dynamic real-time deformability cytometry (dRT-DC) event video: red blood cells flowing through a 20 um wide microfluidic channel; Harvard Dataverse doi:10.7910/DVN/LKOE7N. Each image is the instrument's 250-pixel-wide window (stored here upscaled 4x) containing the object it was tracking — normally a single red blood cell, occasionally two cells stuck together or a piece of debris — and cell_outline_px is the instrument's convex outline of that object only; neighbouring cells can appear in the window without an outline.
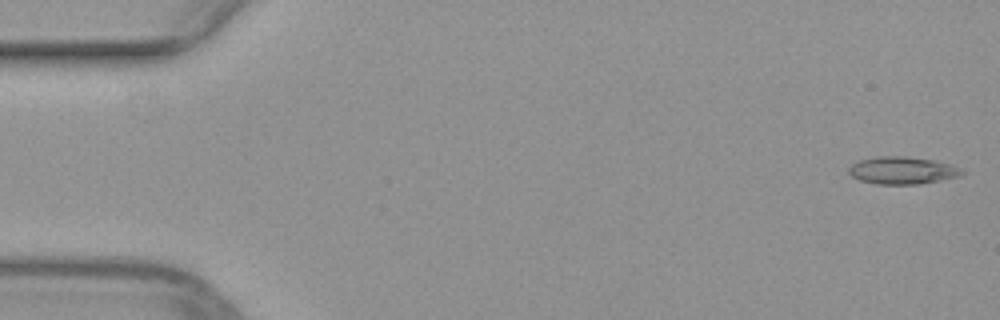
{"species": "common noctule bat (a hibernating species)", "species_latin": "Nyctalus noctula", "temperature_condition": "warm", "stored_images_in_passage": 50, "camera_frame_rate_fps": 3000, "um_per_image_px": 0.085, "animal": {"sex": "female", "body_mass_g": 29.2, "forearm_length_mm": 56.3}, "frame": {"image": 1, "passage_image": 1, "time_ms": 0.0, "image_size_px": [1000, 320], "cell_outline_px": [[964, 176], [920, 184], [876, 184], [860, 180], [852, 176], [848, 172], [848, 168], [852, 164], [860, 160], [880, 156], [904, 156], [932, 160], [952, 164], [960, 168], [964, 172]], "centroid_in_image_um": [76.74, 14.49], "position_along_channel_um": 8.3, "area_um2": 18.15}}
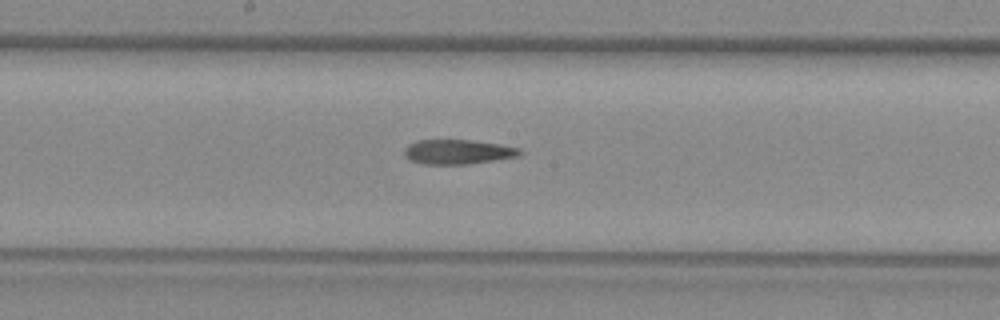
{"frame": {"image": 2, "passage_image": 26, "time_ms": 8.333, "image_size_px": [1000, 320], "cell_outline_px": [[524, 152], [520, 156], [496, 160], [468, 164], [420, 164], [412, 160], [404, 152], [404, 148], [408, 144], [416, 140], [468, 140], [500, 144], [520, 148]], "centroid_in_image_um": [38.96, 12.9], "position_along_channel_um": 209.2, "area_um2": 16.59}}
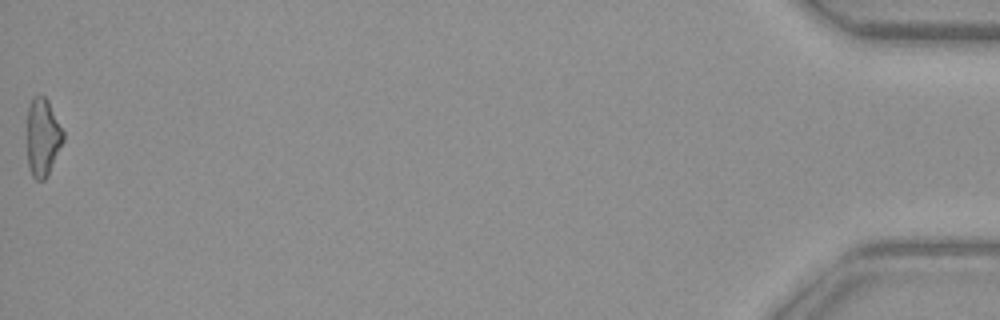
{"frame": {"image": 3, "passage_image": 50, "time_ms": 16.333, "image_size_px": [1000, 320], "cell_outline_px": [[64, 140], [48, 176], [44, 180], [36, 180], [32, 176], [28, 164], [28, 108], [32, 96], [44, 96], [48, 100], [64, 132]], "centroid_in_image_um": [3.65, 11.68], "position_along_channel_um": 431.6, "area_um2": 16.36}}